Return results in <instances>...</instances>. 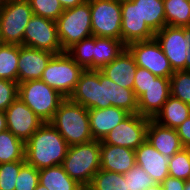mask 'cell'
I'll use <instances>...</instances> for the list:
<instances>
[{
  "label": "cell",
  "instance_id": "cell-1",
  "mask_svg": "<svg viewBox=\"0 0 190 190\" xmlns=\"http://www.w3.org/2000/svg\"><path fill=\"white\" fill-rule=\"evenodd\" d=\"M68 99L88 110L115 106L130 114L138 113V99L133 89L121 87L100 70H84Z\"/></svg>",
  "mask_w": 190,
  "mask_h": 190
},
{
  "label": "cell",
  "instance_id": "cell-2",
  "mask_svg": "<svg viewBox=\"0 0 190 190\" xmlns=\"http://www.w3.org/2000/svg\"><path fill=\"white\" fill-rule=\"evenodd\" d=\"M121 12V41L125 46L151 40L166 26L163 0H124Z\"/></svg>",
  "mask_w": 190,
  "mask_h": 190
},
{
  "label": "cell",
  "instance_id": "cell-3",
  "mask_svg": "<svg viewBox=\"0 0 190 190\" xmlns=\"http://www.w3.org/2000/svg\"><path fill=\"white\" fill-rule=\"evenodd\" d=\"M68 147L57 129L44 122L25 142V162L38 170L62 165Z\"/></svg>",
  "mask_w": 190,
  "mask_h": 190
},
{
  "label": "cell",
  "instance_id": "cell-4",
  "mask_svg": "<svg viewBox=\"0 0 190 190\" xmlns=\"http://www.w3.org/2000/svg\"><path fill=\"white\" fill-rule=\"evenodd\" d=\"M51 123L68 146L94 140L89 124L88 109L66 98L55 112Z\"/></svg>",
  "mask_w": 190,
  "mask_h": 190
},
{
  "label": "cell",
  "instance_id": "cell-5",
  "mask_svg": "<svg viewBox=\"0 0 190 190\" xmlns=\"http://www.w3.org/2000/svg\"><path fill=\"white\" fill-rule=\"evenodd\" d=\"M62 167L78 184H90L100 170V141L69 146Z\"/></svg>",
  "mask_w": 190,
  "mask_h": 190
},
{
  "label": "cell",
  "instance_id": "cell-6",
  "mask_svg": "<svg viewBox=\"0 0 190 190\" xmlns=\"http://www.w3.org/2000/svg\"><path fill=\"white\" fill-rule=\"evenodd\" d=\"M18 96L43 122H50L66 99L41 79L19 83Z\"/></svg>",
  "mask_w": 190,
  "mask_h": 190
},
{
  "label": "cell",
  "instance_id": "cell-7",
  "mask_svg": "<svg viewBox=\"0 0 190 190\" xmlns=\"http://www.w3.org/2000/svg\"><path fill=\"white\" fill-rule=\"evenodd\" d=\"M56 23L58 38L64 52L74 44L92 36L89 1L87 0L81 5L65 9Z\"/></svg>",
  "mask_w": 190,
  "mask_h": 190
},
{
  "label": "cell",
  "instance_id": "cell-8",
  "mask_svg": "<svg viewBox=\"0 0 190 190\" xmlns=\"http://www.w3.org/2000/svg\"><path fill=\"white\" fill-rule=\"evenodd\" d=\"M83 71L67 52H63L50 59L41 80L65 98H69Z\"/></svg>",
  "mask_w": 190,
  "mask_h": 190
},
{
  "label": "cell",
  "instance_id": "cell-9",
  "mask_svg": "<svg viewBox=\"0 0 190 190\" xmlns=\"http://www.w3.org/2000/svg\"><path fill=\"white\" fill-rule=\"evenodd\" d=\"M33 15L28 0H6L0 13L2 43L23 45L24 31Z\"/></svg>",
  "mask_w": 190,
  "mask_h": 190
},
{
  "label": "cell",
  "instance_id": "cell-10",
  "mask_svg": "<svg viewBox=\"0 0 190 190\" xmlns=\"http://www.w3.org/2000/svg\"><path fill=\"white\" fill-rule=\"evenodd\" d=\"M93 36L121 40V1L88 0Z\"/></svg>",
  "mask_w": 190,
  "mask_h": 190
},
{
  "label": "cell",
  "instance_id": "cell-11",
  "mask_svg": "<svg viewBox=\"0 0 190 190\" xmlns=\"http://www.w3.org/2000/svg\"><path fill=\"white\" fill-rule=\"evenodd\" d=\"M23 45L55 55L64 52L58 38L56 21L38 15H33L29 20L24 31Z\"/></svg>",
  "mask_w": 190,
  "mask_h": 190
},
{
  "label": "cell",
  "instance_id": "cell-12",
  "mask_svg": "<svg viewBox=\"0 0 190 190\" xmlns=\"http://www.w3.org/2000/svg\"><path fill=\"white\" fill-rule=\"evenodd\" d=\"M138 67L145 68L158 77L170 78L174 71L155 38L130 43L126 46Z\"/></svg>",
  "mask_w": 190,
  "mask_h": 190
},
{
  "label": "cell",
  "instance_id": "cell-13",
  "mask_svg": "<svg viewBox=\"0 0 190 190\" xmlns=\"http://www.w3.org/2000/svg\"><path fill=\"white\" fill-rule=\"evenodd\" d=\"M149 120L150 118L138 113L130 114L116 125L101 142L136 150L147 139Z\"/></svg>",
  "mask_w": 190,
  "mask_h": 190
},
{
  "label": "cell",
  "instance_id": "cell-14",
  "mask_svg": "<svg viewBox=\"0 0 190 190\" xmlns=\"http://www.w3.org/2000/svg\"><path fill=\"white\" fill-rule=\"evenodd\" d=\"M168 58L173 71L185 70L186 50L189 47L184 37V27L164 26L154 35Z\"/></svg>",
  "mask_w": 190,
  "mask_h": 190
},
{
  "label": "cell",
  "instance_id": "cell-15",
  "mask_svg": "<svg viewBox=\"0 0 190 190\" xmlns=\"http://www.w3.org/2000/svg\"><path fill=\"white\" fill-rule=\"evenodd\" d=\"M7 130L26 142L44 123L19 96L5 110Z\"/></svg>",
  "mask_w": 190,
  "mask_h": 190
},
{
  "label": "cell",
  "instance_id": "cell-16",
  "mask_svg": "<svg viewBox=\"0 0 190 190\" xmlns=\"http://www.w3.org/2000/svg\"><path fill=\"white\" fill-rule=\"evenodd\" d=\"M55 54L19 45L17 83L41 79L44 69Z\"/></svg>",
  "mask_w": 190,
  "mask_h": 190
},
{
  "label": "cell",
  "instance_id": "cell-17",
  "mask_svg": "<svg viewBox=\"0 0 190 190\" xmlns=\"http://www.w3.org/2000/svg\"><path fill=\"white\" fill-rule=\"evenodd\" d=\"M170 96V78L157 77L138 98V114L153 119Z\"/></svg>",
  "mask_w": 190,
  "mask_h": 190
},
{
  "label": "cell",
  "instance_id": "cell-18",
  "mask_svg": "<svg viewBox=\"0 0 190 190\" xmlns=\"http://www.w3.org/2000/svg\"><path fill=\"white\" fill-rule=\"evenodd\" d=\"M136 165L142 167L155 183H162L169 175V158L156 150L148 140H145L136 150Z\"/></svg>",
  "mask_w": 190,
  "mask_h": 190
},
{
  "label": "cell",
  "instance_id": "cell-19",
  "mask_svg": "<svg viewBox=\"0 0 190 190\" xmlns=\"http://www.w3.org/2000/svg\"><path fill=\"white\" fill-rule=\"evenodd\" d=\"M136 165L135 150L100 141V169L125 174Z\"/></svg>",
  "mask_w": 190,
  "mask_h": 190
},
{
  "label": "cell",
  "instance_id": "cell-20",
  "mask_svg": "<svg viewBox=\"0 0 190 190\" xmlns=\"http://www.w3.org/2000/svg\"><path fill=\"white\" fill-rule=\"evenodd\" d=\"M129 115V112L115 106L104 109H89V124L94 140L102 141L116 125Z\"/></svg>",
  "mask_w": 190,
  "mask_h": 190
},
{
  "label": "cell",
  "instance_id": "cell-21",
  "mask_svg": "<svg viewBox=\"0 0 190 190\" xmlns=\"http://www.w3.org/2000/svg\"><path fill=\"white\" fill-rule=\"evenodd\" d=\"M137 67L134 57L125 47L113 61L105 65L100 71L121 87L133 89Z\"/></svg>",
  "mask_w": 190,
  "mask_h": 190
},
{
  "label": "cell",
  "instance_id": "cell-22",
  "mask_svg": "<svg viewBox=\"0 0 190 190\" xmlns=\"http://www.w3.org/2000/svg\"><path fill=\"white\" fill-rule=\"evenodd\" d=\"M146 140H148L156 150L168 158L184 148L176 129L162 126L153 119L149 120Z\"/></svg>",
  "mask_w": 190,
  "mask_h": 190
},
{
  "label": "cell",
  "instance_id": "cell-23",
  "mask_svg": "<svg viewBox=\"0 0 190 190\" xmlns=\"http://www.w3.org/2000/svg\"><path fill=\"white\" fill-rule=\"evenodd\" d=\"M190 116V105L169 96L153 120L162 126L176 129Z\"/></svg>",
  "mask_w": 190,
  "mask_h": 190
},
{
  "label": "cell",
  "instance_id": "cell-24",
  "mask_svg": "<svg viewBox=\"0 0 190 190\" xmlns=\"http://www.w3.org/2000/svg\"><path fill=\"white\" fill-rule=\"evenodd\" d=\"M125 47L121 40L93 36V70H101L113 61Z\"/></svg>",
  "mask_w": 190,
  "mask_h": 190
},
{
  "label": "cell",
  "instance_id": "cell-25",
  "mask_svg": "<svg viewBox=\"0 0 190 190\" xmlns=\"http://www.w3.org/2000/svg\"><path fill=\"white\" fill-rule=\"evenodd\" d=\"M39 184L48 190H76L80 185L64 171L62 165L40 169Z\"/></svg>",
  "mask_w": 190,
  "mask_h": 190
},
{
  "label": "cell",
  "instance_id": "cell-26",
  "mask_svg": "<svg viewBox=\"0 0 190 190\" xmlns=\"http://www.w3.org/2000/svg\"><path fill=\"white\" fill-rule=\"evenodd\" d=\"M25 160V142L9 130L0 132V164Z\"/></svg>",
  "mask_w": 190,
  "mask_h": 190
},
{
  "label": "cell",
  "instance_id": "cell-27",
  "mask_svg": "<svg viewBox=\"0 0 190 190\" xmlns=\"http://www.w3.org/2000/svg\"><path fill=\"white\" fill-rule=\"evenodd\" d=\"M166 26L188 27L190 0H163Z\"/></svg>",
  "mask_w": 190,
  "mask_h": 190
},
{
  "label": "cell",
  "instance_id": "cell-28",
  "mask_svg": "<svg viewBox=\"0 0 190 190\" xmlns=\"http://www.w3.org/2000/svg\"><path fill=\"white\" fill-rule=\"evenodd\" d=\"M19 45H0V79L17 82Z\"/></svg>",
  "mask_w": 190,
  "mask_h": 190
},
{
  "label": "cell",
  "instance_id": "cell-29",
  "mask_svg": "<svg viewBox=\"0 0 190 190\" xmlns=\"http://www.w3.org/2000/svg\"><path fill=\"white\" fill-rule=\"evenodd\" d=\"M90 185L94 190H127V179L123 174L100 169Z\"/></svg>",
  "mask_w": 190,
  "mask_h": 190
},
{
  "label": "cell",
  "instance_id": "cell-30",
  "mask_svg": "<svg viewBox=\"0 0 190 190\" xmlns=\"http://www.w3.org/2000/svg\"><path fill=\"white\" fill-rule=\"evenodd\" d=\"M66 52L84 70H93V35L74 44Z\"/></svg>",
  "mask_w": 190,
  "mask_h": 190
},
{
  "label": "cell",
  "instance_id": "cell-31",
  "mask_svg": "<svg viewBox=\"0 0 190 190\" xmlns=\"http://www.w3.org/2000/svg\"><path fill=\"white\" fill-rule=\"evenodd\" d=\"M169 176L188 181L190 179V148H183L168 161Z\"/></svg>",
  "mask_w": 190,
  "mask_h": 190
},
{
  "label": "cell",
  "instance_id": "cell-32",
  "mask_svg": "<svg viewBox=\"0 0 190 190\" xmlns=\"http://www.w3.org/2000/svg\"><path fill=\"white\" fill-rule=\"evenodd\" d=\"M170 95L190 105V71H174L170 77Z\"/></svg>",
  "mask_w": 190,
  "mask_h": 190
},
{
  "label": "cell",
  "instance_id": "cell-33",
  "mask_svg": "<svg viewBox=\"0 0 190 190\" xmlns=\"http://www.w3.org/2000/svg\"><path fill=\"white\" fill-rule=\"evenodd\" d=\"M34 15L53 21L63 13L64 9L59 0H28Z\"/></svg>",
  "mask_w": 190,
  "mask_h": 190
},
{
  "label": "cell",
  "instance_id": "cell-34",
  "mask_svg": "<svg viewBox=\"0 0 190 190\" xmlns=\"http://www.w3.org/2000/svg\"><path fill=\"white\" fill-rule=\"evenodd\" d=\"M25 160L0 164V190H15L16 178Z\"/></svg>",
  "mask_w": 190,
  "mask_h": 190
},
{
  "label": "cell",
  "instance_id": "cell-35",
  "mask_svg": "<svg viewBox=\"0 0 190 190\" xmlns=\"http://www.w3.org/2000/svg\"><path fill=\"white\" fill-rule=\"evenodd\" d=\"M123 175L127 179V190H146L149 186L155 184L150 175L138 165H134Z\"/></svg>",
  "mask_w": 190,
  "mask_h": 190
},
{
  "label": "cell",
  "instance_id": "cell-36",
  "mask_svg": "<svg viewBox=\"0 0 190 190\" xmlns=\"http://www.w3.org/2000/svg\"><path fill=\"white\" fill-rule=\"evenodd\" d=\"M39 184V170L25 163L16 178L15 190H35Z\"/></svg>",
  "mask_w": 190,
  "mask_h": 190
},
{
  "label": "cell",
  "instance_id": "cell-37",
  "mask_svg": "<svg viewBox=\"0 0 190 190\" xmlns=\"http://www.w3.org/2000/svg\"><path fill=\"white\" fill-rule=\"evenodd\" d=\"M18 97V83L0 79V111H5Z\"/></svg>",
  "mask_w": 190,
  "mask_h": 190
},
{
  "label": "cell",
  "instance_id": "cell-38",
  "mask_svg": "<svg viewBox=\"0 0 190 190\" xmlns=\"http://www.w3.org/2000/svg\"><path fill=\"white\" fill-rule=\"evenodd\" d=\"M157 77L158 76L154 75L149 70L137 67L133 84V91L137 99L144 93V89H146Z\"/></svg>",
  "mask_w": 190,
  "mask_h": 190
},
{
  "label": "cell",
  "instance_id": "cell-39",
  "mask_svg": "<svg viewBox=\"0 0 190 190\" xmlns=\"http://www.w3.org/2000/svg\"><path fill=\"white\" fill-rule=\"evenodd\" d=\"M181 144L184 148H190V116L176 128Z\"/></svg>",
  "mask_w": 190,
  "mask_h": 190
},
{
  "label": "cell",
  "instance_id": "cell-40",
  "mask_svg": "<svg viewBox=\"0 0 190 190\" xmlns=\"http://www.w3.org/2000/svg\"><path fill=\"white\" fill-rule=\"evenodd\" d=\"M185 182L182 179H177L172 176H167L161 183L163 190H184Z\"/></svg>",
  "mask_w": 190,
  "mask_h": 190
},
{
  "label": "cell",
  "instance_id": "cell-41",
  "mask_svg": "<svg viewBox=\"0 0 190 190\" xmlns=\"http://www.w3.org/2000/svg\"><path fill=\"white\" fill-rule=\"evenodd\" d=\"M184 37L189 44L188 49L186 50V61H185V71H190V28L184 27Z\"/></svg>",
  "mask_w": 190,
  "mask_h": 190
},
{
  "label": "cell",
  "instance_id": "cell-42",
  "mask_svg": "<svg viewBox=\"0 0 190 190\" xmlns=\"http://www.w3.org/2000/svg\"><path fill=\"white\" fill-rule=\"evenodd\" d=\"M85 1H87V0H59L60 4L62 5L64 10L81 5Z\"/></svg>",
  "mask_w": 190,
  "mask_h": 190
},
{
  "label": "cell",
  "instance_id": "cell-43",
  "mask_svg": "<svg viewBox=\"0 0 190 190\" xmlns=\"http://www.w3.org/2000/svg\"><path fill=\"white\" fill-rule=\"evenodd\" d=\"M7 130L5 111H0V132Z\"/></svg>",
  "mask_w": 190,
  "mask_h": 190
},
{
  "label": "cell",
  "instance_id": "cell-44",
  "mask_svg": "<svg viewBox=\"0 0 190 190\" xmlns=\"http://www.w3.org/2000/svg\"><path fill=\"white\" fill-rule=\"evenodd\" d=\"M146 190H163L161 183H155L149 186Z\"/></svg>",
  "mask_w": 190,
  "mask_h": 190
},
{
  "label": "cell",
  "instance_id": "cell-45",
  "mask_svg": "<svg viewBox=\"0 0 190 190\" xmlns=\"http://www.w3.org/2000/svg\"><path fill=\"white\" fill-rule=\"evenodd\" d=\"M76 190H94L90 184H81Z\"/></svg>",
  "mask_w": 190,
  "mask_h": 190
},
{
  "label": "cell",
  "instance_id": "cell-46",
  "mask_svg": "<svg viewBox=\"0 0 190 190\" xmlns=\"http://www.w3.org/2000/svg\"><path fill=\"white\" fill-rule=\"evenodd\" d=\"M35 190H48V188L42 186L41 184H38Z\"/></svg>",
  "mask_w": 190,
  "mask_h": 190
},
{
  "label": "cell",
  "instance_id": "cell-47",
  "mask_svg": "<svg viewBox=\"0 0 190 190\" xmlns=\"http://www.w3.org/2000/svg\"><path fill=\"white\" fill-rule=\"evenodd\" d=\"M184 190H190V181L189 180L185 182Z\"/></svg>",
  "mask_w": 190,
  "mask_h": 190
},
{
  "label": "cell",
  "instance_id": "cell-48",
  "mask_svg": "<svg viewBox=\"0 0 190 190\" xmlns=\"http://www.w3.org/2000/svg\"><path fill=\"white\" fill-rule=\"evenodd\" d=\"M6 0H0V13L3 10L4 4Z\"/></svg>",
  "mask_w": 190,
  "mask_h": 190
}]
</instances>
